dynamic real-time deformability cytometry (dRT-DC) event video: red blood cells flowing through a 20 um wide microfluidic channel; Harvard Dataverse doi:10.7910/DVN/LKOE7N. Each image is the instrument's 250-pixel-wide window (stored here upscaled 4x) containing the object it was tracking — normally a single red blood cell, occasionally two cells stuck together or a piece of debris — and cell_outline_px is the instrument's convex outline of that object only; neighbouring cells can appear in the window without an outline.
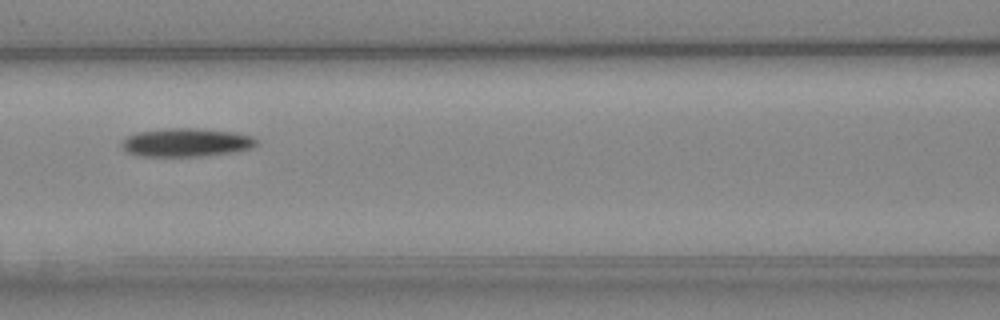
{"species": "Egyptian fruit bat (a non-hibernating species)", "species_latin": "Rousettus aegyptiacus", "temperature_condition": "cold", "stored_images_in_passage": 4, "camera_frame_rate_fps": 3000, "um_per_image_px": 0.085, "animal": {"sex": "female"}, "frame": {"image": 1, "passage_image": 4, "time_ms": 3.333, "image_size_px": [1000, 320], "cell_outline_px": [[256, 144], [252, 148], [236, 152], [208, 156], [140, 156], [128, 152], [120, 144], [128, 136], [140, 132], [168, 128], [196, 128], [236, 132], [252, 136], [256, 140]], "centroid_in_image_um": [15.89, 12.11], "position_along_channel_um": 150.7, "area_um2": 22.31}}